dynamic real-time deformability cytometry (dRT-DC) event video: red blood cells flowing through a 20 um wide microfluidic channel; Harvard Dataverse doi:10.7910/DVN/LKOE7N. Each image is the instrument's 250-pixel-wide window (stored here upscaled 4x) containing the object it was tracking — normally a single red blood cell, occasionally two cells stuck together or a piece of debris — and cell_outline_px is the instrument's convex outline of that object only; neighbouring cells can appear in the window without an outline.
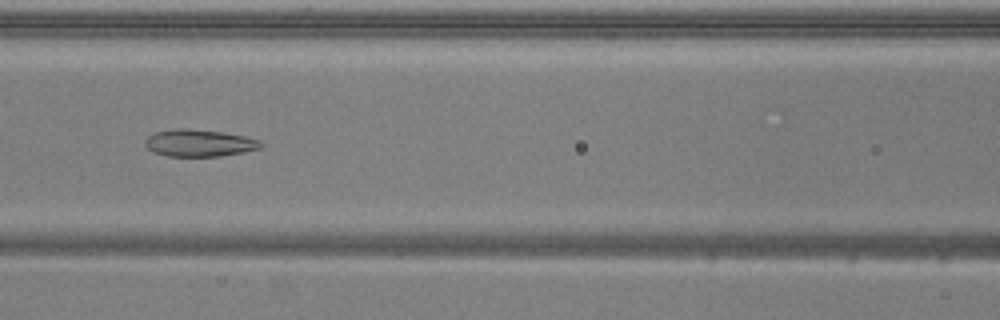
{"species": "common noctule bat (a hibernating species)", "species_latin": "Nyctalus noctula", "temperature_condition": "warm", "stored_images_in_passage": 52, "camera_frame_rate_fps": 3000, "um_per_image_px": 0.085, "animal": {"sex": "male", "body_mass_g": 20.5, "forearm_length_mm": 52.5}, "frame": {"image": 1, "passage_image": 22, "time_ms": 7.0, "image_size_px": [1000, 320], "cell_outline_px": [[264, 148], [244, 152], [220, 156], [168, 156], [152, 152], [144, 144], [144, 140], [148, 136], [156, 132], [176, 128], [188, 128], [224, 132], [244, 136], [260, 140], [264, 144]], "centroid_in_image_um": [16.96, 12.15], "position_along_channel_um": 149.6, "area_um2": 18.5}}
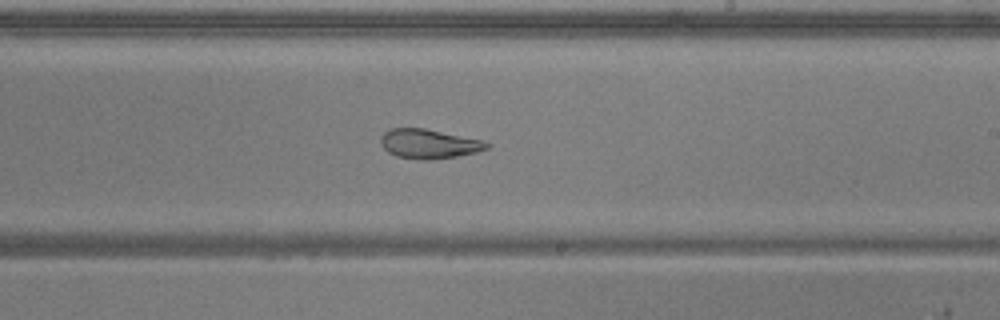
{"frame": {"image": 2, "passage_image": 30, "time_ms": 9.667, "image_size_px": [1000, 320], "cell_outline_px": [[488, 148], [476, 152], [456, 156], [432, 160], [420, 160], [396, 156], [388, 152], [380, 144], [380, 140], [384, 132], [388, 128], [424, 128], [484, 140], [488, 144]], "centroid_in_image_um": [36.42, 12.22], "position_along_channel_um": 252.6, "area_um2": 18.21}}
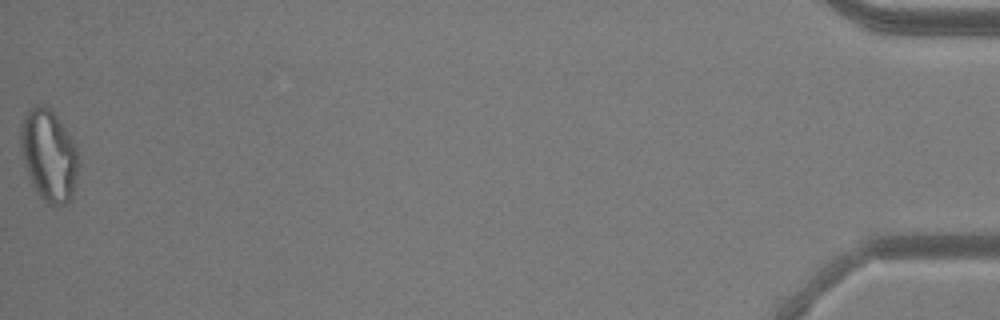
{"frame": {"image": 3, "passage_image": 52, "time_ms": 17.0, "image_size_px": [1000, 320], "cell_outline_px": [[80, 164], [72, 196], [64, 204], [48, 204], [36, 192], [28, 176], [24, 164], [20, 148], [20, 124], [28, 108], [36, 104], [44, 104], [56, 116], [72, 140], [80, 156]], "centroid_in_image_um": [4.14, 13.18], "position_along_channel_um": 431.1, "area_um2": 31.04}, "authors_computed_cell_mechanics": {"area_um2": 23.9003, "velocity_mm_per_s": 3.87, "shape_relaxation_time_tau1_ms": null, "shape_relaxation_time_tau2_ms": 2.5828, "deformation_change_tau1": null, "deformation_change_tau2": 0.1124}}